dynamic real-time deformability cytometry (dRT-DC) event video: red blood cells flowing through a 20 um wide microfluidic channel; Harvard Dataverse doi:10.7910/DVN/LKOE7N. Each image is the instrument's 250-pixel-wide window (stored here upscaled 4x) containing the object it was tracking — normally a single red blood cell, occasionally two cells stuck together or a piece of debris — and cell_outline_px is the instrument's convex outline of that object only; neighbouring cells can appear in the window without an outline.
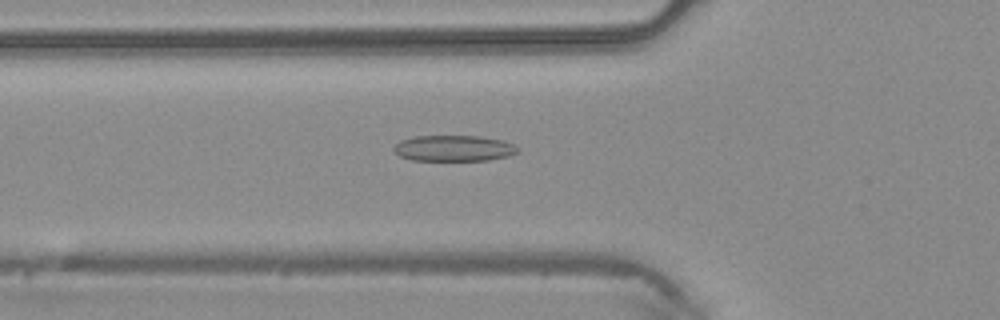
{"species": "common noctule bat (a hibernating species)", "species_latin": "Nyctalus noctula", "temperature_condition": "warm", "stored_images_in_passage": 44, "camera_frame_rate_fps": 3000, "um_per_image_px": 0.085, "animal": {"sex": "male", "body_mass_g": 20.4}, "frame": {"image": 1, "passage_image": 14, "time_ms": 4.333, "image_size_px": [1000, 320], "cell_outline_px": [[520, 152], [508, 156], [488, 160], [412, 160], [400, 156], [392, 152], [392, 148], [400, 140], [412, 136], [480, 136], [500, 140], [512, 144], [520, 148]], "centroid_in_image_um": [38.54, 12.6], "position_along_channel_um": 87.3, "area_um2": 18.84}}
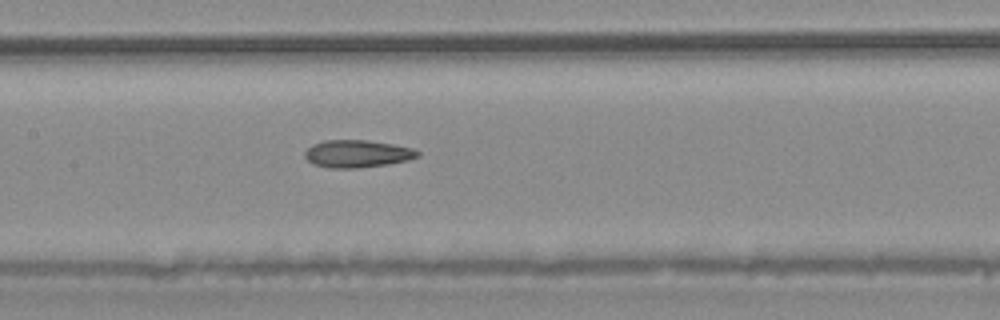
{"frame": {"image": 2, "passage_image": 20, "time_ms": 6.333, "image_size_px": [1000, 320], "cell_outline_px": [[420, 156], [408, 160], [388, 164], [356, 168], [328, 168], [312, 164], [304, 156], [304, 152], [312, 144], [324, 140], [368, 140], [392, 144], [412, 148], [420, 152]], "centroid_in_image_um": [30.35, 13.07], "position_along_channel_um": 177.1, "area_um2": 18.15}}
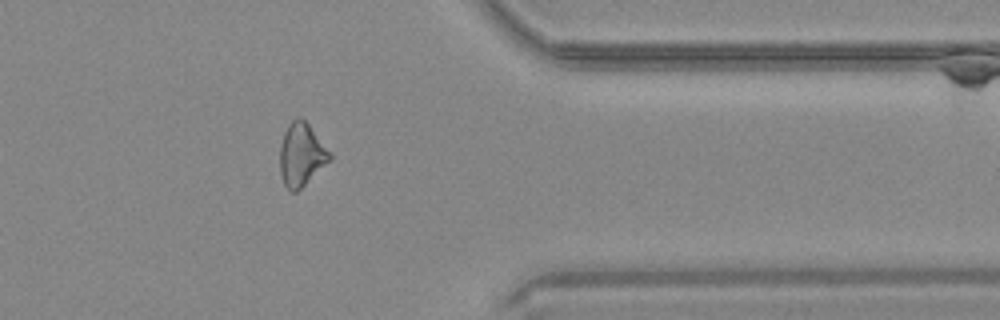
{"frame": {"image": 3, "passage_image": 35, "time_ms": 11.333, "image_size_px": [1000, 320], "cell_outline_px": [[332, 160], [296, 192], [292, 192], [284, 184], [280, 172], [280, 144], [284, 132], [288, 124], [292, 120], [304, 120], [308, 124], [332, 152]], "centroid_in_image_um": [25.64, 13.16], "position_along_channel_um": 385.8, "area_um2": 18.26}}